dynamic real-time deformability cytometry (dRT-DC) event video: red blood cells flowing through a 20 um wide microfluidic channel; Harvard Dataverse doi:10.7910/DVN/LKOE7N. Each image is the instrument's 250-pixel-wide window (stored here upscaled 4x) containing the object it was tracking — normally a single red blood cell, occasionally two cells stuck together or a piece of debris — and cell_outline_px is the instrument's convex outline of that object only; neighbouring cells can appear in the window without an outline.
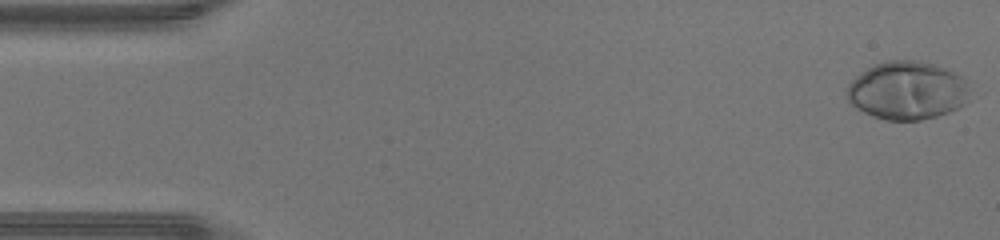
{"species": "human", "species_latin": "Homo sapiens", "temperature_condition": "warm", "stored_images_in_passage": 47, "camera_frame_rate_fps": 3000, "um_per_image_px": 0.085, "donor": {"sex": "male"}, "frame": {"image": 1, "passage_image": 1, "time_ms": 0.0, "image_size_px": [1000, 240], "cell_outline_px": [[972, 96], [964, 104], [948, 112], [936, 116], [920, 120], [888, 120], [872, 116], [856, 108], [848, 100], [844, 92], [848, 84], [860, 72], [876, 64], [888, 60], [916, 60], [936, 64], [964, 76], [972, 92]], "centroid_in_image_um": [77.14, 7.68], "position_along_channel_um": 7.9, "area_um2": 42.25}}
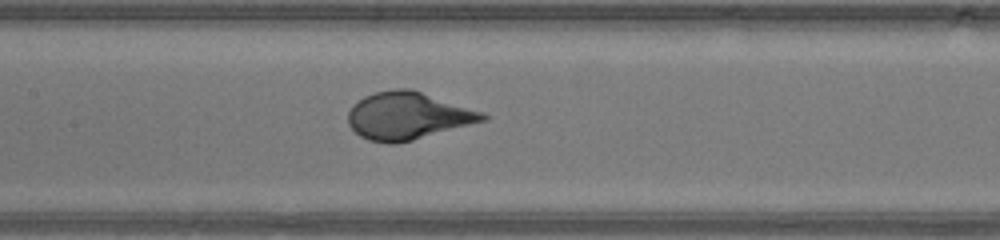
{"frame": {"image": 2, "passage_image": 22, "time_ms": 7.0, "image_size_px": [1000, 240], "cell_outline_px": [[488, 120], [412, 140], [396, 144], [388, 144], [368, 140], [360, 136], [348, 124], [348, 112], [352, 104], [364, 96], [376, 92], [396, 88], [412, 88], [484, 112], [488, 116]], "centroid_in_image_um": [34.67, 9.84], "position_along_channel_um": 172.7, "area_um2": 37.45}}
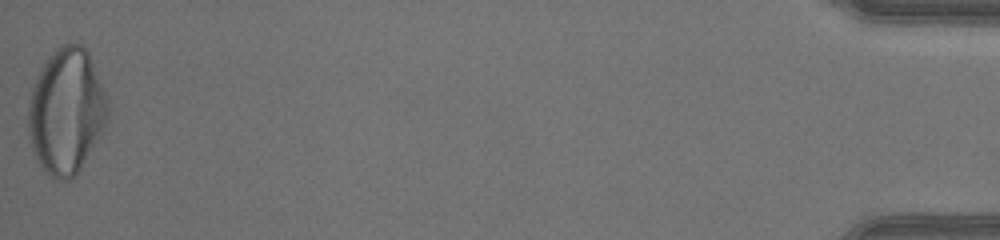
{"frame": {"image": 3, "passage_image": 47, "time_ms": 15.333, "image_size_px": [1000, 240], "cell_outline_px": [[108, 120], [100, 136], [76, 176], [72, 180], [52, 180], [40, 164], [32, 148], [28, 132], [28, 100], [36, 76], [40, 68], [48, 56], [60, 44], [80, 44], [88, 52], [108, 96]], "centroid_in_image_um": [5.64, 9.46], "position_along_channel_um": 429.6, "area_um2": 58.67}}